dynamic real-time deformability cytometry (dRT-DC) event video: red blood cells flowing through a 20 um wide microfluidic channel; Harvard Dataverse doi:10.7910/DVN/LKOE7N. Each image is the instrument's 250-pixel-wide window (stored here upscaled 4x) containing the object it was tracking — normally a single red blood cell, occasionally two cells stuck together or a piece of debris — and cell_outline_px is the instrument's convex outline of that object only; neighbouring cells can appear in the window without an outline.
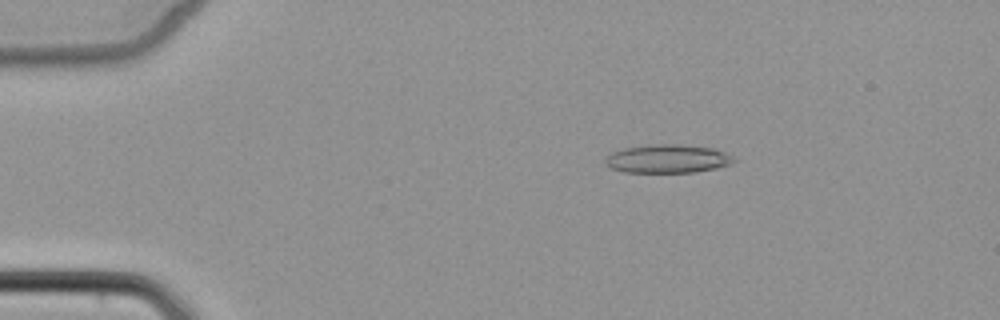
{"species": "common noctule bat (a hibernating species)", "species_latin": "Nyctalus noctula", "temperature_condition": "cold", "stored_images_in_passage": 5, "camera_frame_rate_fps": 3000, "um_per_image_px": 0.085, "animal": {"sex": "female", "body_mass_g": 22.7, "forearm_length_mm": 54.2}, "frame": {"image": 1, "passage_image": 3, "time_ms": 2.333, "image_size_px": [1000, 320], "cell_outline_px": [[736, 160], [732, 164], [716, 168], [692, 172], [624, 172], [612, 168], [604, 164], [604, 160], [612, 152], [624, 148], [660, 144], [676, 144], [712, 148], [724, 152], [732, 156]], "centroid_in_image_um": [56.74, 13.5], "position_along_channel_um": 28.3, "area_um2": 21.1}}